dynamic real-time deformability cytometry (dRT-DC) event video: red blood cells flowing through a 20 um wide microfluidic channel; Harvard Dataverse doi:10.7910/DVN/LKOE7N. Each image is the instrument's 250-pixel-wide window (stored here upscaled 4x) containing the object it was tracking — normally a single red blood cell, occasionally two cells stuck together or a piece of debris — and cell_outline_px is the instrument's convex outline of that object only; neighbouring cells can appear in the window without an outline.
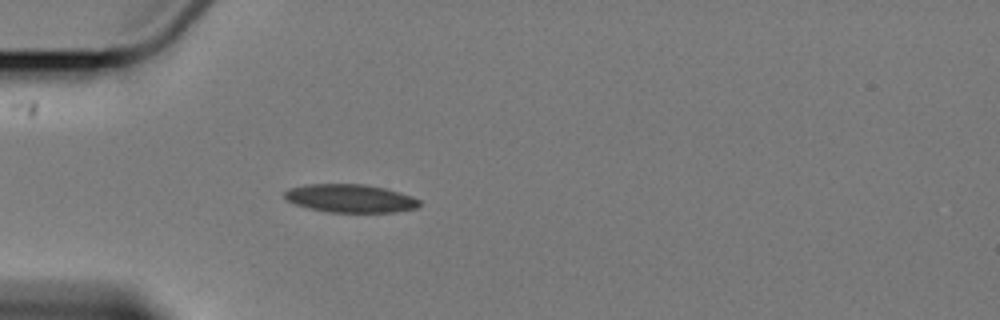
{"species": "Egyptian fruit bat (a non-hibernating species)", "species_latin": "Rousettus aegyptiacus", "temperature_condition": "cold", "stored_images_in_passage": 1, "camera_frame_rate_fps": 3000, "um_per_image_px": 0.085, "animal": {"sex": "female"}, "frame": {"image": 1, "passage_image": 1, "time_ms": 0.0, "image_size_px": [1000, 320], "cell_outline_px": [[420, 204], [416, 208], [396, 212], [332, 212], [312, 208], [296, 204], [288, 200], [284, 196], [284, 192], [288, 188], [304, 184], [364, 184], [384, 188], [400, 192], [412, 196], [420, 200]], "centroid_in_image_um": [29.79, 16.85], "position_along_channel_um": 55.2, "area_um2": 22.02}}